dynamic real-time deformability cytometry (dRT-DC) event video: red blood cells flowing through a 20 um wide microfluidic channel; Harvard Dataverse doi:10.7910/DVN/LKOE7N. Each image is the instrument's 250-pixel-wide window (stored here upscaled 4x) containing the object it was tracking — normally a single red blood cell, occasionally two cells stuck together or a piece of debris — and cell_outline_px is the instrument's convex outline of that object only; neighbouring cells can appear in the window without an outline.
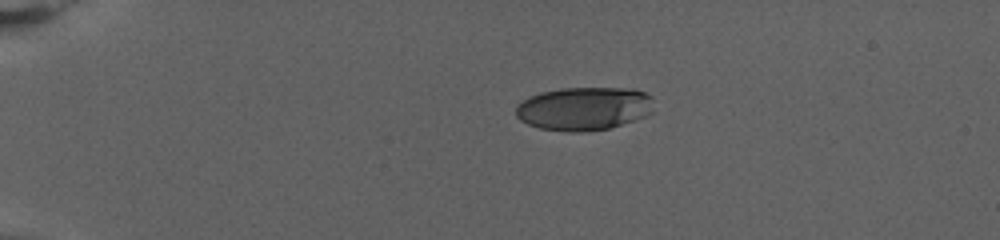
{"species": "human", "species_latin": "Homo sapiens", "temperature_condition": "warm", "stored_images_in_passage": 59, "camera_frame_rate_fps": 3000, "um_per_image_px": 0.085, "donor": {"sex": "female"}, "frame": {"image": 1, "passage_image": 1, "time_ms": 0.0, "image_size_px": [1000, 240], "cell_outline_px": [[652, 112], [644, 116], [608, 128], [584, 132], [568, 132], [540, 128], [528, 124], [520, 120], [516, 116], [516, 104], [528, 96], [540, 92], [564, 88], [624, 88], [644, 92], [652, 96]], "centroid_in_image_um": [49.58, 9.22], "position_along_channel_um": 35.4, "area_um2": 34.8}}
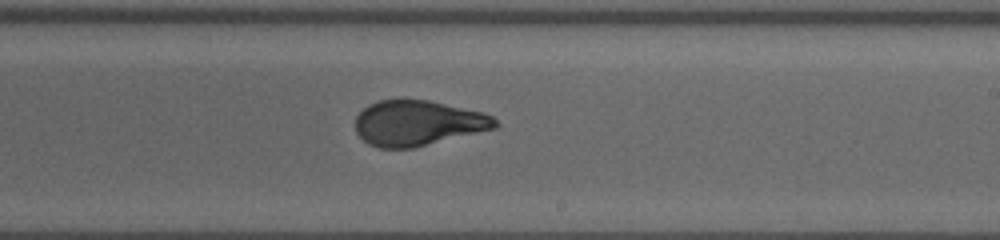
{"frame": {"image": 2, "passage_image": 32, "time_ms": 10.333, "image_size_px": [1000, 240], "cell_outline_px": [[500, 124], [496, 128], [412, 148], [380, 148], [368, 144], [356, 132], [356, 116], [368, 104], [380, 100], [428, 100], [484, 112], [492, 116]], "centroid_in_image_um": [35.53, 10.46], "position_along_channel_um": 253.5, "area_um2": 36.76}}
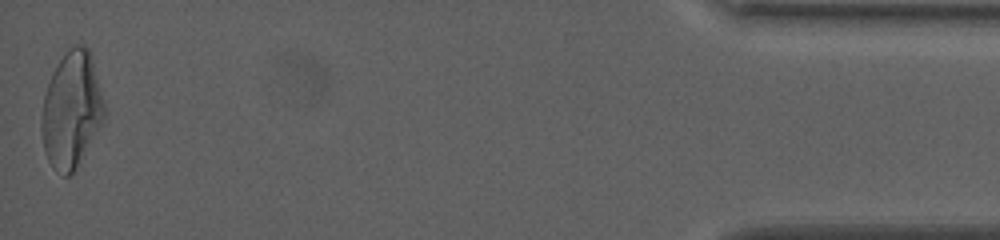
{"frame": {"image": 3, "passage_image": 59, "time_ms": 19.333, "image_size_px": [1000, 240], "cell_outline_px": [[104, 116], [100, 124], [76, 168], [68, 176], [64, 176], [52, 168], [48, 160], [44, 148], [40, 128], [40, 124], [44, 96], [52, 72], [68, 48], [72, 44], [84, 44], [88, 48], [92, 56], [104, 100]], "centroid_in_image_um": [6.06, 9.3], "position_along_channel_um": 429.1, "area_um2": 42.19}, "authors_computed_cell_mechanics": {"area_um2": 37.8012, "velocity_mm_per_s": 2.8236, "shape_relaxation_time_tau1_ms": 7.5317, "shape_relaxation_time_tau2_ms": 1.1918, "deformation_change_tau1": 0.2395, "deformation_change_tau2": 0.0754}}